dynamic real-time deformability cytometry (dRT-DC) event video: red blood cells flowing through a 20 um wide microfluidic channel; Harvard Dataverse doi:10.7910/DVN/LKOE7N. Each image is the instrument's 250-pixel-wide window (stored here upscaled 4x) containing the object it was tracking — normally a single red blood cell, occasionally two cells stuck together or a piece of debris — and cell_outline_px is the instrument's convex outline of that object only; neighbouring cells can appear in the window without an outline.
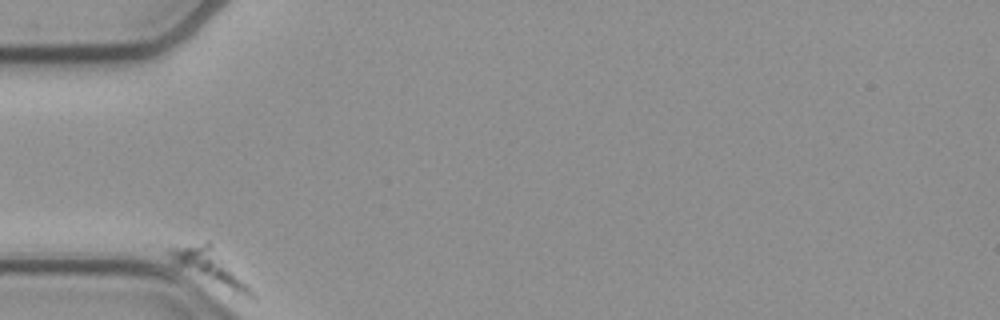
{"species": "common noctule bat (a hibernating species)", "species_latin": "Nyctalus noctula", "temperature_condition": "cold", "stored_images_in_passage": 42, "camera_frame_rate_fps": 3000, "um_per_image_px": 0.085, "animal": {"sex": "female", "body_mass_g": 21.9}, "frame": {"image": 1, "passage_image": 1, "time_ms": 0.0, "image_size_px": [1000, 320], "cell_outline_px": [[256, 296], [248, 296], [232, 292], [176, 264], [164, 252], [168, 248], [208, 240], [212, 244], [248, 284]], "centroid_in_image_um": [17.8, 22.61], "position_along_channel_um": 67.2, "area_um2": 15.78}}
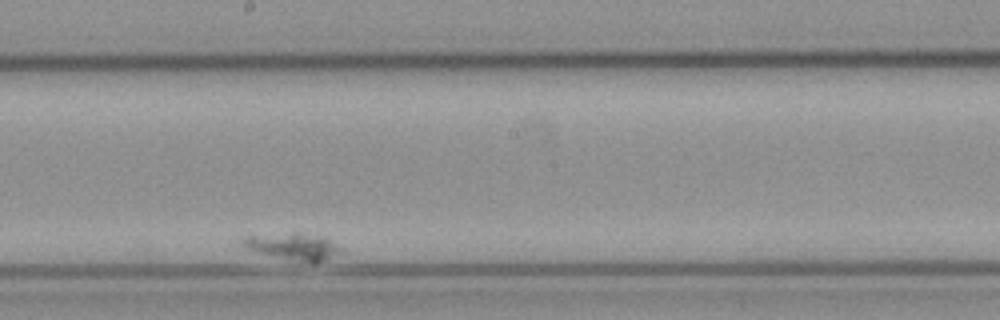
{"frame": {"image": 2, "passage_image": 24, "time_ms": 7.667, "image_size_px": [1000, 320], "cell_outline_px": [[344, 248], [340, 252], [324, 260], [312, 264], [256, 252], [240, 244], [240, 240], [244, 236], [292, 232], [304, 232], [324, 236]], "centroid_in_image_um": [24.94, 20.92], "position_along_channel_um": 223.3, "area_um2": 15.66}}
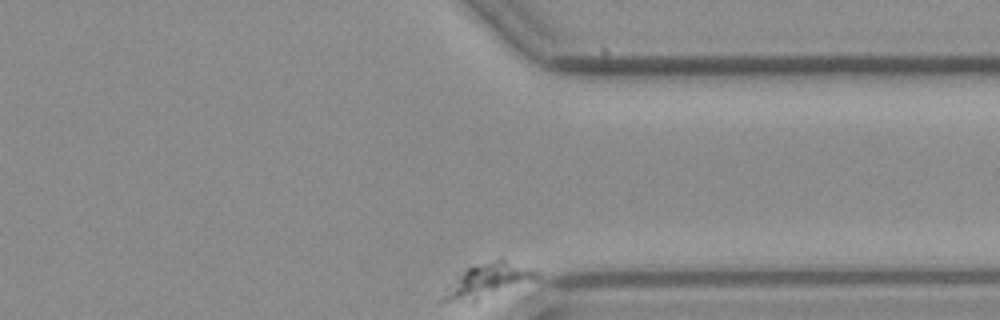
{"frame": {"image": 3, "passage_image": 42, "time_ms": 13.667, "image_size_px": [1000, 320], "cell_outline_px": [[540, 276], [536, 280], [472, 304], [440, 304], [440, 300], [456, 280], [468, 268], [500, 256], [532, 268], [540, 272]], "centroid_in_image_um": [41.54, 23.89], "position_along_channel_um": 369.9, "area_um2": 19.31}}